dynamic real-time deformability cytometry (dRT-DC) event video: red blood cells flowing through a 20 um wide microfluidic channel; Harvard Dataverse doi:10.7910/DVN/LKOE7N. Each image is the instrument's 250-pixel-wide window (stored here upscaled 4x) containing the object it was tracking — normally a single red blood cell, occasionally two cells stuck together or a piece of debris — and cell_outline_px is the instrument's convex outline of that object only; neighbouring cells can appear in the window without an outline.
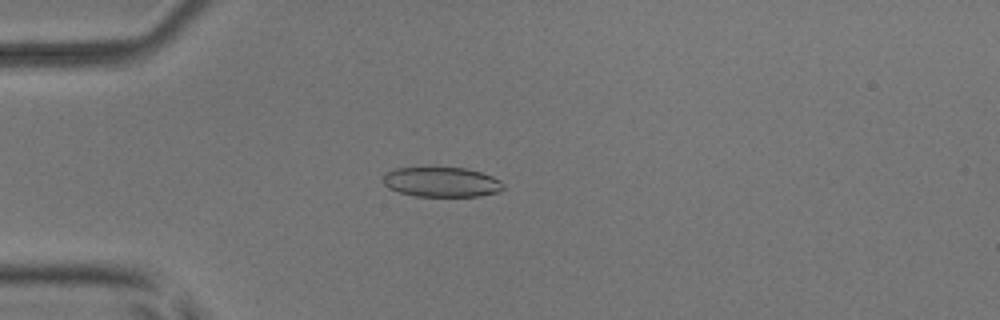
{"species": "common noctule bat (a hibernating species)", "species_latin": "Nyctalus noctula", "temperature_condition": "room temperature", "stored_images_in_passage": 5, "camera_frame_rate_fps": 3000, "um_per_image_px": 0.085, "animal": {"sex": "male", "body_mass_g": 17.9, "forearm_length_mm": 54.2}, "frame": {"image": 1, "passage_image": 4, "time_ms": 3.667, "image_size_px": [1000, 320], "cell_outline_px": [[504, 188], [496, 192], [480, 196], [416, 196], [400, 192], [388, 188], [384, 184], [384, 176], [388, 172], [396, 168], [468, 168], [492, 176], [500, 180], [504, 184]], "centroid_in_image_um": [37.56, 15.48], "position_along_channel_um": 47.4, "area_um2": 20.69}}